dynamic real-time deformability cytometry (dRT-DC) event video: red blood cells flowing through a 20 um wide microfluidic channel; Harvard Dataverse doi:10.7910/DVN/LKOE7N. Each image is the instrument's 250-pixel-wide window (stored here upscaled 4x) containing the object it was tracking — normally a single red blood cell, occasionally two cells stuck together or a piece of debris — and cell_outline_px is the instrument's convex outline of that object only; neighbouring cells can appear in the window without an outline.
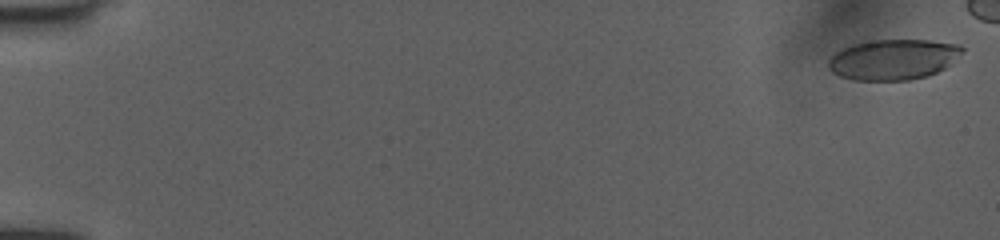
{"species": "human", "species_latin": "Homo sapiens", "temperature_condition": "room temperature", "stored_images_in_passage": 48, "camera_frame_rate_fps": 3000, "um_per_image_px": 0.085, "donor": {"sex": "female"}, "frame": {"image": 1, "passage_image": 1, "time_ms": 0.0, "image_size_px": [1000, 240], "cell_outline_px": [[964, 52], [944, 68], [928, 76], [908, 80], [852, 80], [840, 76], [832, 72], [828, 68], [828, 60], [836, 52], [852, 44], [872, 40], [928, 40], [960, 44], [964, 48]], "centroid_in_image_um": [75.93, 5.05], "position_along_channel_um": 9.1, "area_um2": 31.62}}
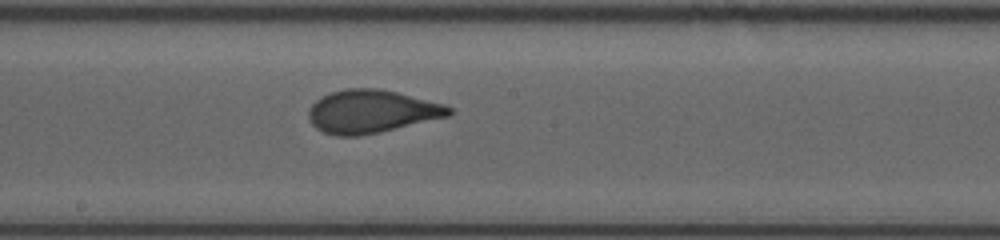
{"frame": {"image": 2, "passage_image": 30, "time_ms": 9.667, "image_size_px": [1000, 240], "cell_outline_px": [[452, 112], [448, 116], [380, 132], [356, 136], [336, 136], [324, 132], [316, 128], [312, 124], [308, 116], [308, 108], [316, 100], [332, 92], [348, 88], [376, 88], [396, 92], [444, 104], [452, 108]], "centroid_in_image_um": [31.55, 9.48], "position_along_channel_um": 216.7, "area_um2": 34.91}}
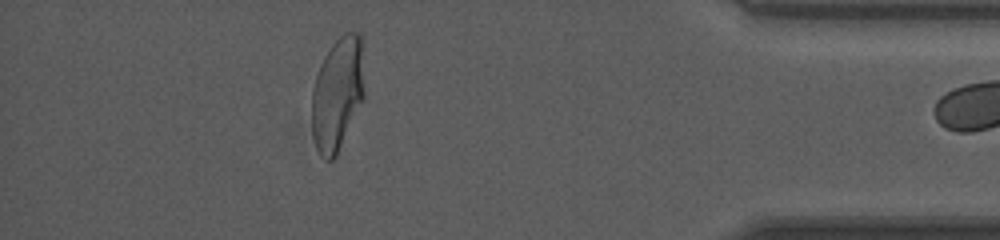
{"frame": {"image": 3, "passage_image": 47, "time_ms": 15.333, "image_size_px": [1000, 240], "cell_outline_px": [[364, 96], [332, 160], [328, 160], [320, 156], [316, 148], [312, 136], [312, 88], [320, 64], [324, 56], [332, 44], [344, 32], [360, 32], [364, 44]], "centroid_in_image_um": [28.69, 7.86], "position_along_channel_um": 406.5, "area_um2": 34.74}}